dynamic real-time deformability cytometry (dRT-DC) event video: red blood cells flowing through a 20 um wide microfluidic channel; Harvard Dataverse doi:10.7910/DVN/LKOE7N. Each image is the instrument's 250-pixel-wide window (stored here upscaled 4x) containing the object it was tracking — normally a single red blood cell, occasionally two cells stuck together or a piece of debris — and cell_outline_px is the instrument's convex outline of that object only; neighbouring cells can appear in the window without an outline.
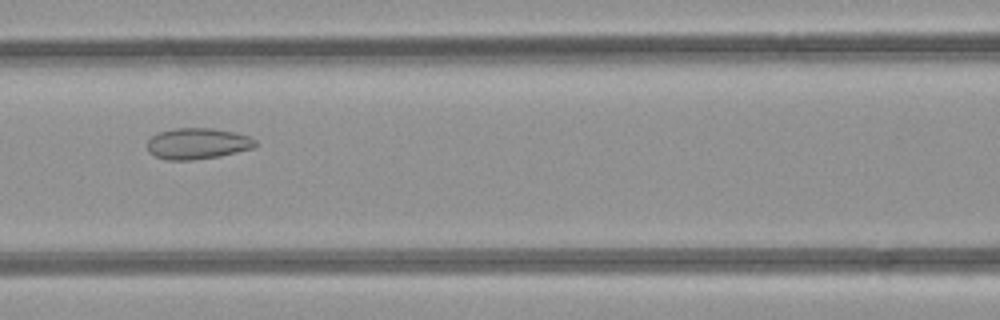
{"species": "common noctule bat (a hibernating species)", "species_latin": "Nyctalus noctula", "temperature_condition": "room temperature", "stored_images_in_passage": 33, "camera_frame_rate_fps": 3000, "um_per_image_px": 0.085, "animal": {"sex": "female", "body_mass_g": 21.9}, "frame": {"image": 1, "passage_image": 6, "time_ms": 1.667, "image_size_px": [1000, 320], "cell_outline_px": [[256, 148], [220, 156], [192, 160], [168, 160], [156, 156], [148, 152], [148, 140], [152, 136], [160, 132], [176, 128], [212, 128], [232, 132], [248, 136], [256, 140]], "centroid_in_image_um": [16.81, 12.21], "position_along_channel_um": 149.8, "area_um2": 19.54}}
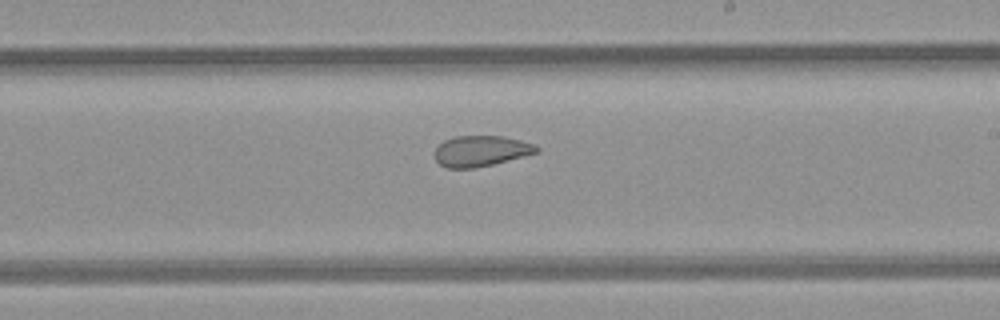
{"frame": {"image": 2, "passage_image": 13, "time_ms": 4.0, "image_size_px": [1000, 320], "cell_outline_px": [[540, 152], [492, 164], [472, 168], [448, 168], [440, 164], [436, 160], [436, 148], [444, 140], [456, 136], [504, 136], [536, 144], [540, 148]], "centroid_in_image_um": [40.92, 12.82], "position_along_channel_um": 248.1, "area_um2": 18.15}}
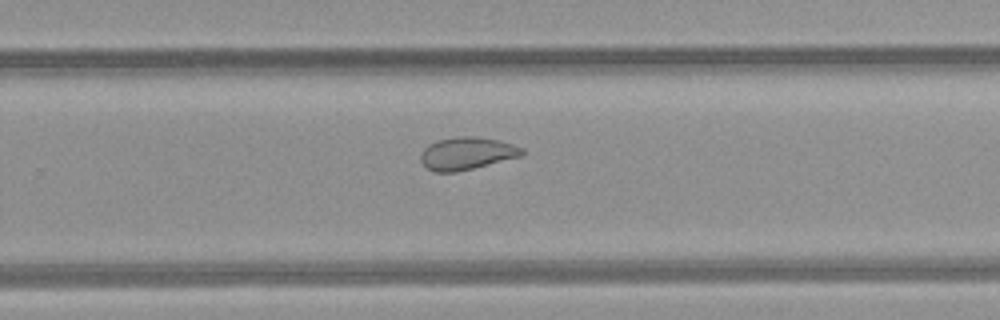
{"frame": {"image": 3, "passage_image": 16, "time_ms": 5.0, "image_size_px": [1000, 320], "cell_outline_px": [[524, 156], [456, 172], [436, 172], [428, 168], [420, 160], [420, 156], [424, 148], [428, 144], [436, 140], [456, 136], [472, 136], [496, 140], [512, 144], [524, 148]], "centroid_in_image_um": [39.69, 13.04], "position_along_channel_um": 290.1, "area_um2": 19.25}}